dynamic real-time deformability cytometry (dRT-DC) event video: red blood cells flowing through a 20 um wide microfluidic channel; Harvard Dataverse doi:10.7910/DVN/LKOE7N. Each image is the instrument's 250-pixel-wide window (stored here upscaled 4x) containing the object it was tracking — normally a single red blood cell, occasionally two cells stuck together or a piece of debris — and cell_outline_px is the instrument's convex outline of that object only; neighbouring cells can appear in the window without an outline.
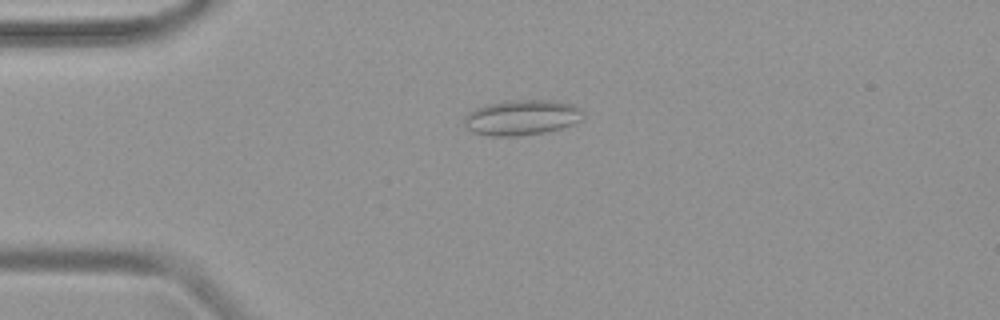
{"species": "common noctule bat (a hibernating species)", "species_latin": "Nyctalus noctula", "temperature_condition": "warm", "stored_images_in_passage": 48, "camera_frame_rate_fps": 3000, "um_per_image_px": 0.085, "animal": {"sex": "female", "body_mass_g": 19.9}, "frame": {"image": 1, "passage_image": 12, "time_ms": 3.667, "image_size_px": [1000, 320], "cell_outline_px": [[580, 120], [572, 124], [560, 128], [544, 132], [516, 136], [488, 136], [472, 132], [464, 124], [464, 116], [468, 112], [484, 104], [504, 100], [560, 100], [572, 104], [580, 108]], "centroid_in_image_um": [44.28, 9.97], "position_along_channel_um": 40.7, "area_um2": 24.57}}
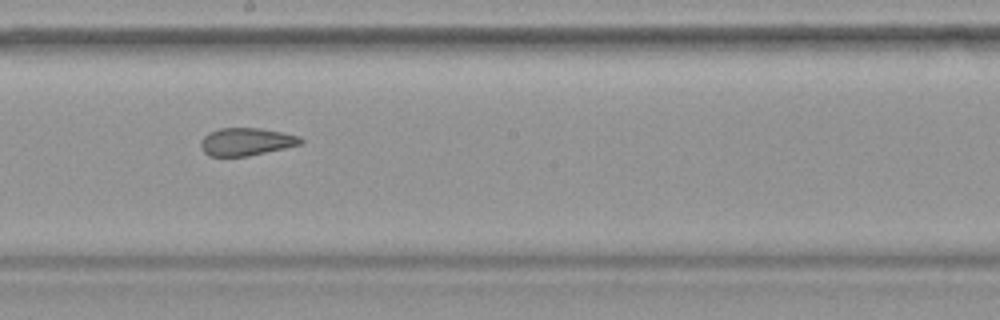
{"frame": {"image": 2, "passage_image": 27, "time_ms": 8.667, "image_size_px": [1000, 320], "cell_outline_px": [[304, 144], [248, 156], [208, 156], [204, 152], [200, 144], [200, 140], [208, 132], [220, 128], [260, 128], [300, 136], [304, 140]], "centroid_in_image_um": [20.94, 12.04], "position_along_channel_um": 227.3, "area_um2": 16.24}}
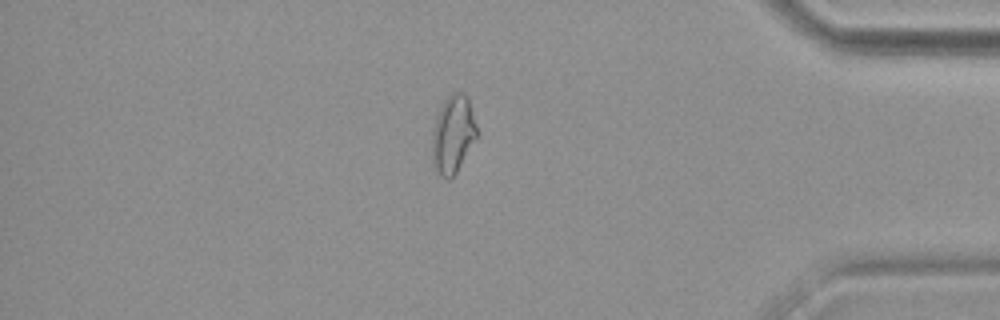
{"frame": {"image": 3, "passage_image": 41, "time_ms": 13.333, "image_size_px": [1000, 320], "cell_outline_px": [[476, 136], [456, 172], [448, 180], [440, 176], [436, 172], [432, 160], [432, 128], [440, 104], [452, 92], [464, 92], [468, 96], [476, 124]], "centroid_in_image_um": [38.46, 11.37], "position_along_channel_um": 396.7, "area_um2": 20.29}}